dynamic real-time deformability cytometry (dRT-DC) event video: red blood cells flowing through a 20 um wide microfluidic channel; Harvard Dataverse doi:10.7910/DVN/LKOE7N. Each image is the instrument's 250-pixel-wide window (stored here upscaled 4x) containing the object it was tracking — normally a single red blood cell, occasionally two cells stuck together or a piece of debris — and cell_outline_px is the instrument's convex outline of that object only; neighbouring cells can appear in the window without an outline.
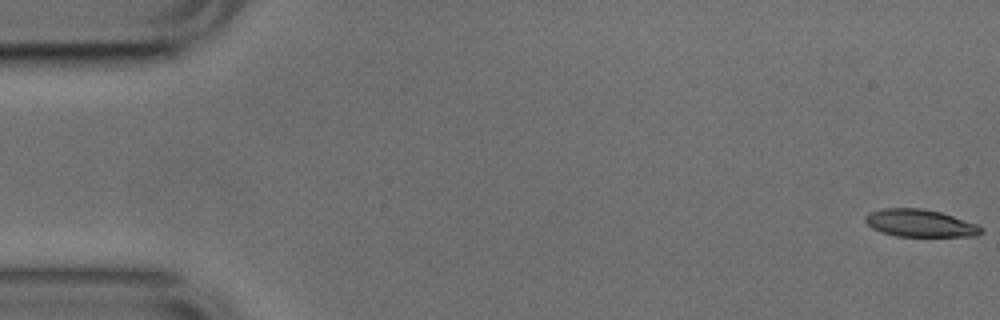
{"species": "common noctule bat (a hibernating species)", "species_latin": "Nyctalus noctula", "temperature_condition": "cold", "stored_images_in_passage": 52, "camera_frame_rate_fps": 3000, "um_per_image_px": 0.085, "animal": {"sex": "male", "body_mass_g": 17.9, "forearm_length_mm": 54.2}, "frame": {"image": 1, "passage_image": 1, "time_ms": 0.0, "image_size_px": [1000, 320], "cell_outline_px": [[984, 232], [976, 236], [896, 236], [880, 232], [872, 228], [864, 220], [864, 216], [872, 212], [884, 208], [920, 208], [940, 212], [976, 224], [984, 228]], "centroid_in_image_um": [78.2, 18.98], "position_along_channel_um": 6.8, "area_um2": 18.44}}
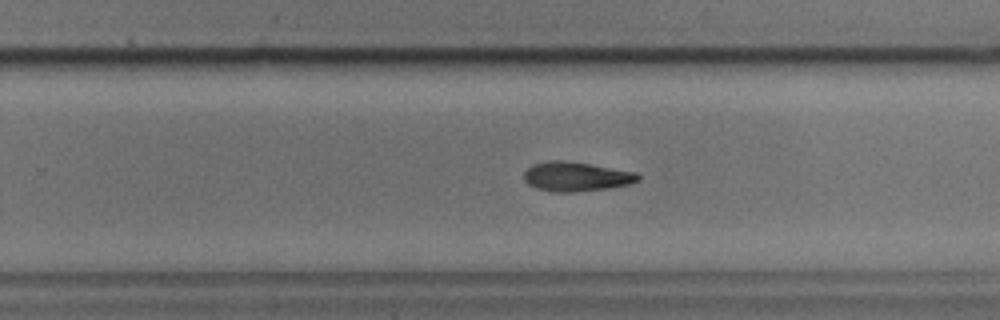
{"frame": {"image": 2, "passage_image": 33, "time_ms": 10.667, "image_size_px": [1000, 320], "cell_outline_px": [[640, 180], [628, 184], [612, 188], [576, 192], [552, 192], [536, 188], [528, 184], [524, 180], [524, 172], [532, 164], [548, 160], [564, 160], [592, 164], [636, 172], [640, 176]], "centroid_in_image_um": [48.97, 15.01], "position_along_channel_um": 280.8, "area_um2": 19.83}}
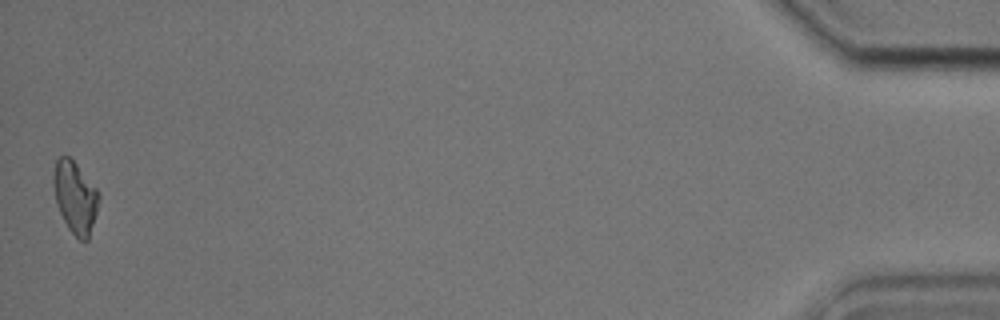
{"frame": {"image": 3, "passage_image": 52, "time_ms": 17.0, "image_size_px": [1000, 320], "cell_outline_px": [[100, 200], [88, 240], [80, 240], [68, 228], [56, 204], [52, 184], [52, 176], [56, 160], [60, 156], [68, 156], [76, 164], [96, 188], [100, 196]], "centroid_in_image_um": [6.37, 16.75], "position_along_channel_um": 428.8, "area_um2": 18.9}, "authors_computed_cell_mechanics": {"area_um2": 19.4208, "velocity_mm_per_s": 3.8212, "shape_relaxation_time_tau1_ms": 3.5873, "shape_relaxation_time_tau2_ms": null, "deformation_change_tau1": 0.1128, "deformation_change_tau2": null}}